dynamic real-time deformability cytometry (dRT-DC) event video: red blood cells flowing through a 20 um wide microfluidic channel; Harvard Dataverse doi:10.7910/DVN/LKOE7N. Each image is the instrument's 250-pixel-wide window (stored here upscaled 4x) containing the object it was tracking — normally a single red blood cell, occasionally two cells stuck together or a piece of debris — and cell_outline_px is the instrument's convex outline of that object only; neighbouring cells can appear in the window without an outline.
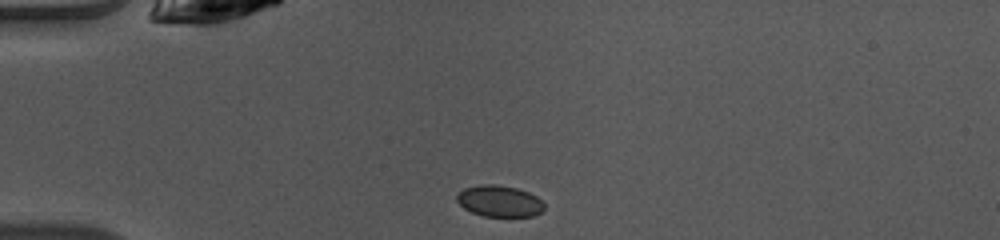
{"species": "common noctule bat (a hibernating species)", "species_latin": "Nyctalus noctula", "temperature_condition": "warm", "stored_images_in_passage": 37, "camera_frame_rate_fps": 3000, "um_per_image_px": 0.085, "animal": {"sex": "female", "body_mass_g": 10.0, "forearm_length_mm": 53.1}, "frame": {"image": 1, "passage_image": 1, "time_ms": 0.0, "image_size_px": [1000, 240], "cell_outline_px": [[544, 208], [540, 212], [532, 216], [484, 216], [472, 212], [464, 208], [456, 200], [456, 196], [464, 188], [480, 184], [496, 184], [516, 188], [528, 192], [536, 196], [544, 204]], "centroid_in_image_um": [42.43, 17.08], "position_along_channel_um": 42.6, "area_um2": 15.84}}
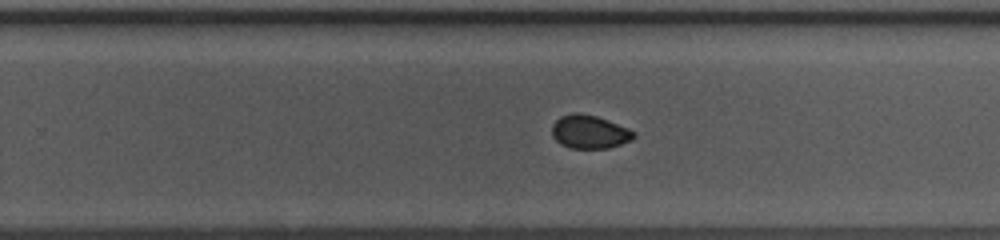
{"frame": {"image": 2, "passage_image": 20, "time_ms": 6.333, "image_size_px": [1000, 240], "cell_outline_px": [[636, 136], [632, 140], [608, 148], [568, 148], [560, 144], [552, 136], [552, 124], [560, 116], [576, 112], [580, 112], [596, 116], [608, 120], [628, 128], [636, 132]], "centroid_in_image_um": [50.1, 11.2], "position_along_channel_um": 279.7, "area_um2": 16.07}}
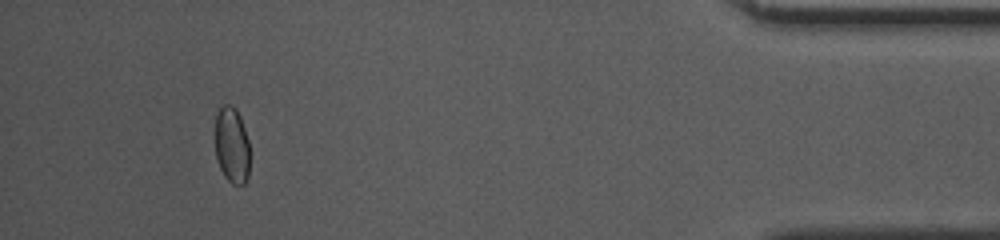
{"frame": {"image": 3, "passage_image": 34, "time_ms": 11.0, "image_size_px": [1000, 240], "cell_outline_px": [[248, 176], [244, 184], [232, 184], [224, 176], [220, 168], [216, 156], [216, 116], [220, 108], [224, 104], [232, 104], [236, 108], [240, 116], [248, 140]], "centroid_in_image_um": [19.7, 12.33], "position_along_channel_um": 415.5, "area_um2": 15.2}, "authors_computed_cell_mechanics": {"area_um2": 16.0684, "velocity_mm_per_s": 4.1255, "shape_relaxation_time_tau1_ms": 2.3052, "shape_relaxation_time_tau2_ms": 2.3459, "deformation_change_tau1": 0.0547, "deformation_change_tau2": 0.0278}}